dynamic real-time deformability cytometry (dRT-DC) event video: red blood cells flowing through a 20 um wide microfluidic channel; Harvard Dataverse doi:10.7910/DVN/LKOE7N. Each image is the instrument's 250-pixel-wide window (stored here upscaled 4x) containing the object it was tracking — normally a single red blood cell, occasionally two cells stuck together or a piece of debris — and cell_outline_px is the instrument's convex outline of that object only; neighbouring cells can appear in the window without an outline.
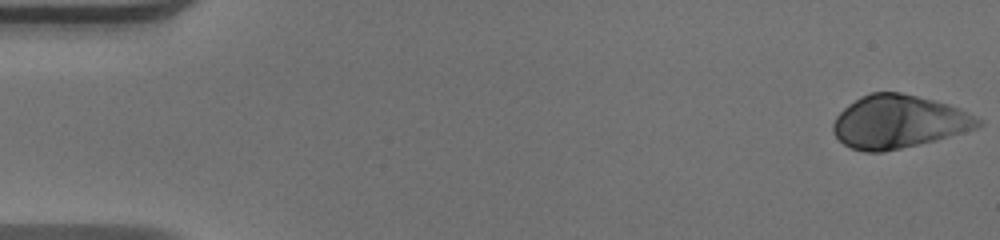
{"species": "human", "species_latin": "Homo sapiens", "temperature_condition": "warm", "stored_images_in_passage": 50, "camera_frame_rate_fps": 3000, "um_per_image_px": 0.085, "donor": {"sex": "male"}, "frame": {"image": 1, "passage_image": 1, "time_ms": 0.0, "image_size_px": [1000, 240], "cell_outline_px": [[984, 124], [976, 128], [964, 132], [936, 140], [884, 152], [864, 152], [852, 148], [844, 144], [832, 132], [832, 124], [836, 116], [848, 104], [860, 96], [872, 92], [900, 92], [948, 104], [960, 108], [984, 120]], "centroid_in_image_um": [76.39, 10.35], "position_along_channel_um": 8.6, "area_um2": 44.91}}
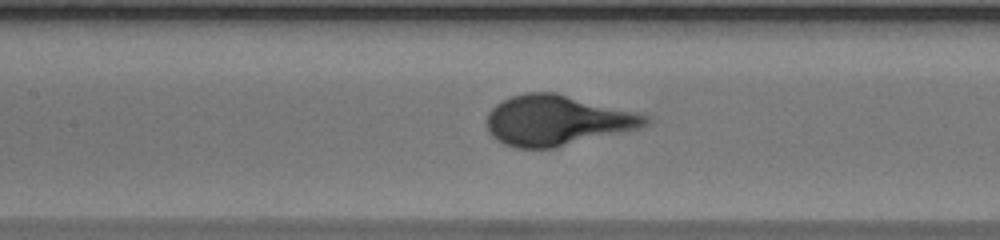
{"frame": {"image": 2, "passage_image": 23, "time_ms": 7.333, "image_size_px": [1000, 240], "cell_outline_px": [[652, 120], [648, 124], [640, 128], [556, 148], [516, 148], [504, 144], [496, 140], [488, 132], [488, 112], [496, 104], [512, 96], [524, 92], [556, 92], [640, 112], [648, 116]], "centroid_in_image_um": [47.39, 10.23], "position_along_channel_um": 160.0, "area_um2": 46.93}}
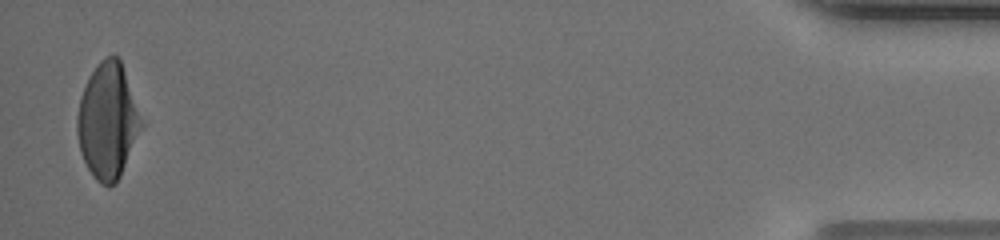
{"frame": {"image": 3, "passage_image": 49, "time_ms": 16.0, "image_size_px": [1000, 240], "cell_outline_px": [[144, 124], [120, 176], [116, 184], [108, 188], [100, 184], [92, 176], [80, 152], [76, 132], [76, 116], [80, 96], [92, 72], [100, 60], [108, 56], [116, 56], [120, 60]], "centroid_in_image_um": [9.14, 10.34], "position_along_channel_um": 426.1, "area_um2": 43.06}}